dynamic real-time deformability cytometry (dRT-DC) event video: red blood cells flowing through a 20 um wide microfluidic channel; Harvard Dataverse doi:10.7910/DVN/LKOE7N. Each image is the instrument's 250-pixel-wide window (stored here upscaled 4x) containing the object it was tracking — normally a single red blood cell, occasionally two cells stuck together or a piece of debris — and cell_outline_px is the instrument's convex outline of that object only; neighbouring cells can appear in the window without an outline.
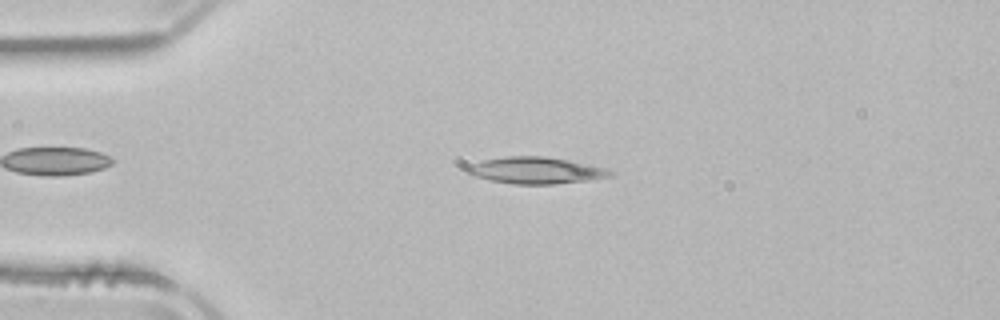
{"species": "common noctule bat (a hibernating species)", "species_latin": "Nyctalus noctula", "temperature_condition": "room temperature", "stored_images_in_passage": 51, "camera_frame_rate_fps": 3000, "um_per_image_px": 0.085, "animal": {"sex": "male", "body_mass_g": 21.5, "forearm_length_mm": 52.0}, "frame": {"image": 1, "passage_image": 11, "time_ms": 3.333, "image_size_px": [1000, 320], "cell_outline_px": [[612, 176], [592, 180], [556, 184], [516, 184], [488, 180], [472, 176], [464, 168], [472, 164], [484, 160], [504, 156], [544, 156], [568, 160], [604, 168], [612, 172]], "centroid_in_image_um": [45.51, 14.49], "position_along_channel_um": 39.5, "area_um2": 22.14}}
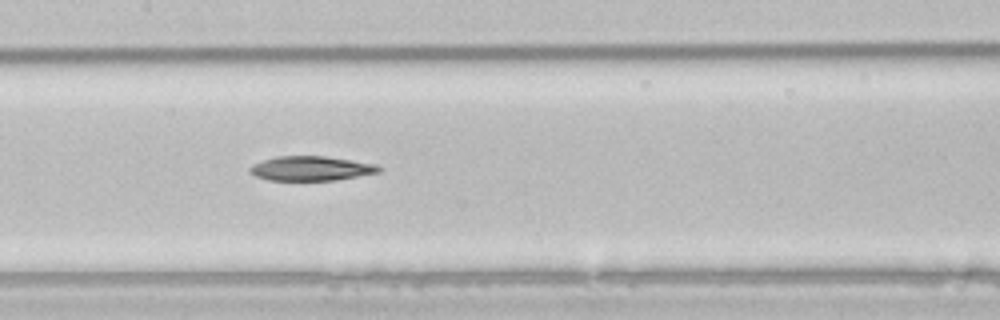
{"frame": {"image": 2, "passage_image": 24, "time_ms": 7.667, "image_size_px": [1000, 320], "cell_outline_px": [[380, 172], [336, 180], [268, 180], [256, 176], [248, 172], [248, 168], [252, 164], [276, 156], [324, 156], [352, 160], [376, 164], [380, 168]], "centroid_in_image_um": [26.4, 14.31], "position_along_channel_um": 181.0, "area_um2": 18.38}}
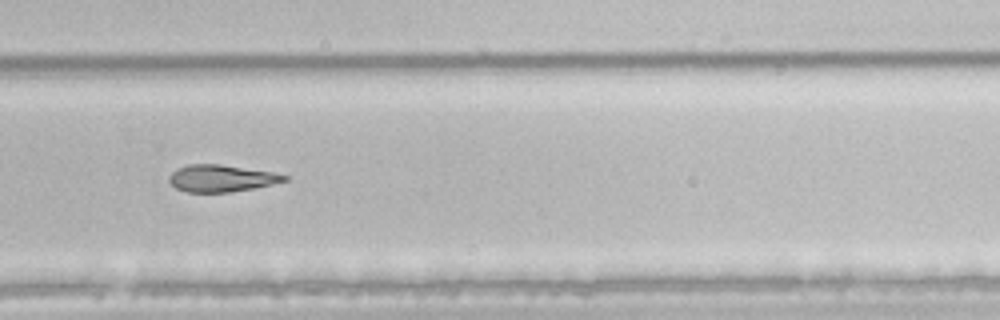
{"frame": {"image": 3, "passage_image": 34, "time_ms": 11.0, "image_size_px": [1000, 320], "cell_outline_px": [[288, 180], [272, 184], [252, 188], [228, 192], [188, 192], [176, 188], [168, 180], [168, 176], [176, 168], [188, 164], [220, 164], [272, 172], [288, 176]], "centroid_in_image_um": [18.77, 15.15], "position_along_channel_um": 311.0, "area_um2": 17.98}, "authors_computed_cell_mechanics": {"area_um2": 20.4612, "velocity_mm_per_s": 3.9211, "shape_relaxation_time_tau1_ms": 8.6117, "shape_relaxation_time_tau2_ms": null, "deformation_change_tau1": 0.1765, "deformation_change_tau2": null}}